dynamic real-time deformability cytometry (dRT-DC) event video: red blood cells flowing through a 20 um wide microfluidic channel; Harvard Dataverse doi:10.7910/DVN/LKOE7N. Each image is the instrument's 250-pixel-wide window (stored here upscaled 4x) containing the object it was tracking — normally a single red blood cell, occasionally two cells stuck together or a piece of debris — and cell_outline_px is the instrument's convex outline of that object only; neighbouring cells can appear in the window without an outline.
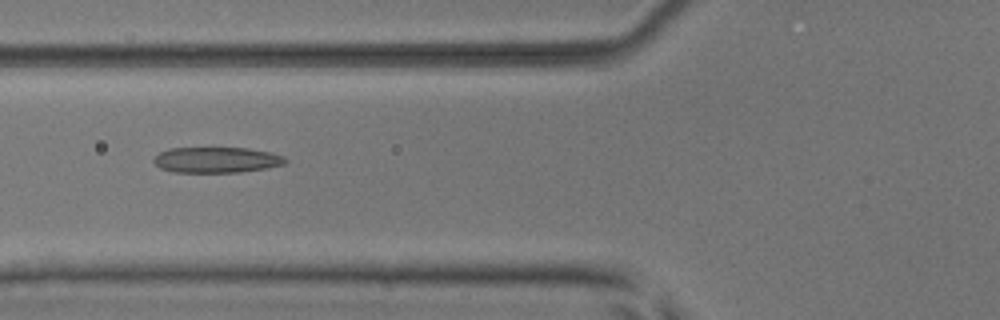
{"species": "common noctule bat (a hibernating species)", "species_latin": "Nyctalus noctula", "temperature_condition": "room temperature", "stored_images_in_passage": 6, "camera_frame_rate_fps": 3000, "um_per_image_px": 0.085, "animal": {"sex": "male", "body_mass_g": 17.9, "forearm_length_mm": 54.2}, "frame": {"image": 1, "passage_image": 6, "time_ms": 1.667, "image_size_px": [1000, 320], "cell_outline_px": [[288, 160], [284, 164], [264, 168], [240, 172], [172, 172], [160, 168], [152, 160], [160, 152], [168, 148], [248, 148], [272, 152], [284, 156]], "centroid_in_image_um": [18.41, 13.58], "position_along_channel_um": 107.4, "area_um2": 19.71}}